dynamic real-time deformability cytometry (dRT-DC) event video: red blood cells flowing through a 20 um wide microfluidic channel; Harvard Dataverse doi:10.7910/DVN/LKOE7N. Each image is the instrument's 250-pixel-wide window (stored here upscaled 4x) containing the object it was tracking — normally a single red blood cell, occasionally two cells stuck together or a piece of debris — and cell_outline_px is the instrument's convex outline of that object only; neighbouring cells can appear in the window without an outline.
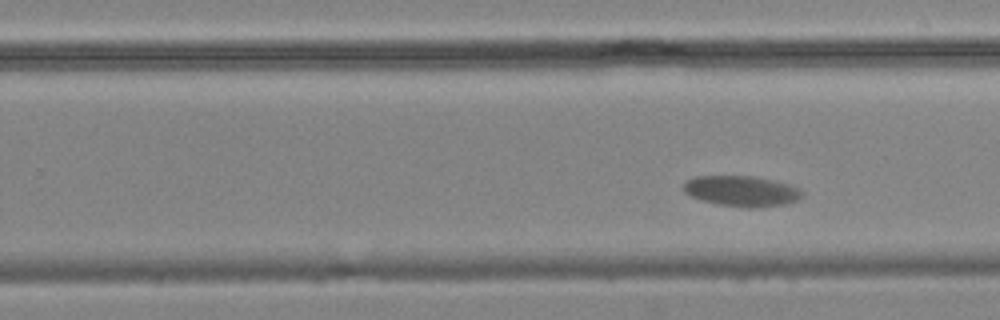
{"species": "common noctule bat (a hibernating species)", "species_latin": "Nyctalus noctula", "temperature_condition": "cold", "stored_images_in_passage": 8, "segment_of_instrument_passage": [2, 2], "camera_frame_rate_fps": 3000, "um_per_image_px": 0.085, "animal": {"sex": "male", "body_mass_g": 19.2, "forearm_length_mm": 51.8}, "frame": {"image": 1, "passage_image": 8, "time_ms": 9.0, "image_size_px": [1000, 320], "cell_outline_px": [[804, 192], [800, 200], [784, 204], [748, 208], [720, 204], [704, 200], [692, 196], [684, 192], [684, 180], [696, 176], [752, 176], [776, 180], [800, 188]], "centroid_in_image_um": [63.08, 16.22], "position_along_channel_um": 266.7, "area_um2": 21.1}}